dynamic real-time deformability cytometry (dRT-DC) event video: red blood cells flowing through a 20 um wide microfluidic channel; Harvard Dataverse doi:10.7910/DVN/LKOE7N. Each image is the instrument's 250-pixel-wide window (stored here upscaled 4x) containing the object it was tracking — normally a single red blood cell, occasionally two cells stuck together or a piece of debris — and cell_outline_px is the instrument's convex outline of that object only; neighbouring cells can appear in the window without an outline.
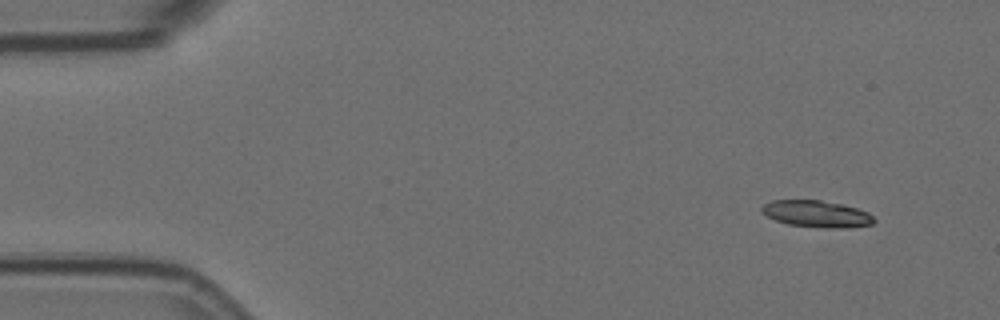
{"species": "Egyptian fruit bat (a non-hibernating species)", "species_latin": "Rousettus aegyptiacus", "temperature_condition": "room temperature", "stored_images_in_passage": 4, "camera_frame_rate_fps": 3000, "um_per_image_px": 0.085, "animal": {"sex": "female"}, "frame": {"image": 1, "passage_image": 1, "time_ms": 0.0, "image_size_px": [1000, 320], "cell_outline_px": [[876, 220], [872, 224], [848, 228], [824, 228], [788, 224], [776, 220], [760, 212], [760, 208], [764, 204], [772, 200], [820, 200], [840, 204], [856, 208], [868, 212]], "centroid_in_image_um": [69.41, 18.18], "position_along_channel_um": 15.6, "area_um2": 17.46}}